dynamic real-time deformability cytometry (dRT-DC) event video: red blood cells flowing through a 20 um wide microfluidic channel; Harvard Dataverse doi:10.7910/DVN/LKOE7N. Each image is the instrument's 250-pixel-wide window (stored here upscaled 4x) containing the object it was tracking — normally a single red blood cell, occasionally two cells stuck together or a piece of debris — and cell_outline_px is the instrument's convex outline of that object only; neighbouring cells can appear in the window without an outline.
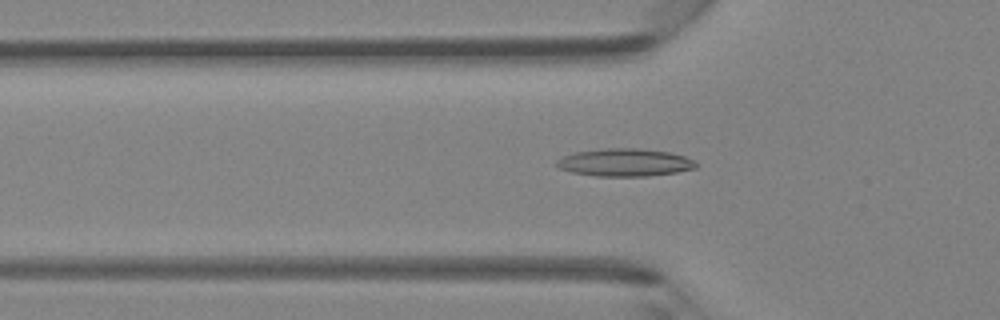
{"species": "Egyptian fruit bat (a non-hibernating species)", "species_latin": "Rousettus aegyptiacus", "temperature_condition": "room temperature", "stored_images_in_passage": 45, "camera_frame_rate_fps": 3000, "um_per_image_px": 0.085, "animal": {"sex": "female"}, "frame": {"image": 1, "passage_image": 15, "time_ms": 4.667, "image_size_px": [1000, 320], "cell_outline_px": [[700, 164], [696, 168], [676, 172], [648, 176], [596, 176], [572, 172], [560, 168], [556, 164], [556, 160], [564, 156], [576, 152], [604, 148], [640, 148], [668, 152], [684, 156], [696, 160]], "centroid_in_image_um": [53.16, 13.81], "position_along_channel_um": 72.6, "area_um2": 22.54}}
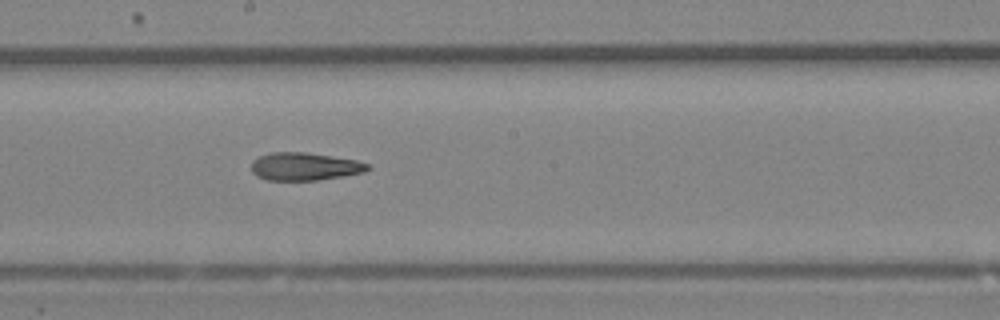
{"frame": {"image": 2, "passage_image": 25, "time_ms": 8.0, "image_size_px": [1000, 320], "cell_outline_px": [[372, 168], [364, 172], [344, 176], [320, 180], [268, 180], [256, 176], [252, 172], [252, 160], [260, 156], [272, 152], [304, 152], [356, 160], [368, 164]], "centroid_in_image_um": [25.9, 14.16], "position_along_channel_um": 222.3, "area_um2": 18.84}}
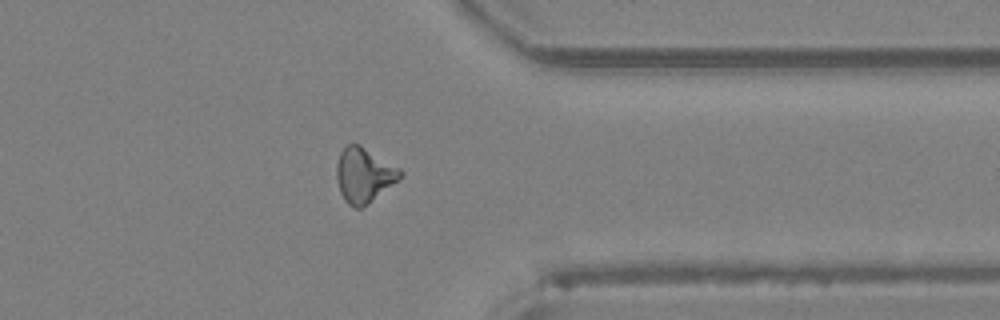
{"frame": {"image": 3, "passage_image": 36, "time_ms": 11.667, "image_size_px": [1000, 320], "cell_outline_px": [[404, 172], [396, 180], [368, 204], [360, 208], [356, 208], [348, 204], [344, 200], [340, 192], [336, 180], [336, 164], [340, 152], [348, 144], [360, 144], [400, 168]], "centroid_in_image_um": [30.9, 14.87], "position_along_channel_um": 380.5, "area_um2": 20.11}}